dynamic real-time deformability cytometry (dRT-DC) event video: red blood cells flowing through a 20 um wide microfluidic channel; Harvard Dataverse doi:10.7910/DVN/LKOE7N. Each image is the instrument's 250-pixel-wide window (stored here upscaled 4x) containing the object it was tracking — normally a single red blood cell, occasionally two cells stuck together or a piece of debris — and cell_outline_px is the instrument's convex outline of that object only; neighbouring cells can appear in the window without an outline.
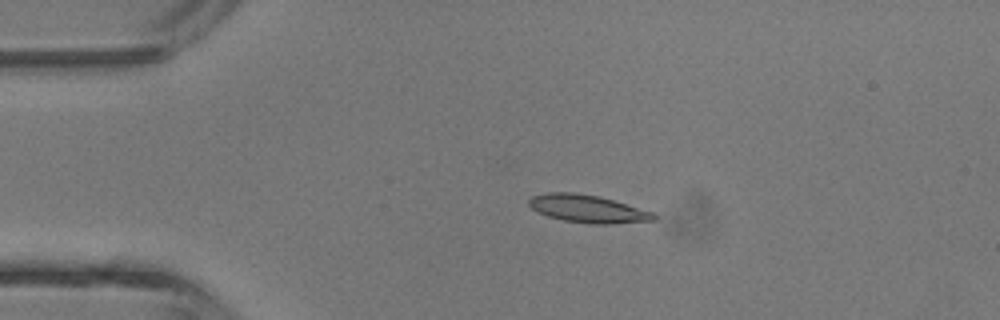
{"species": "common noctule bat (a hibernating species)", "species_latin": "Nyctalus noctula", "temperature_condition": "room temperature", "stored_images_in_passage": 3, "camera_frame_rate_fps": 3000, "um_per_image_px": 0.085, "animal": {"sex": "male", "body_mass_g": 13.3}, "frame": {"image": 1, "passage_image": 2, "time_ms": 1.0, "image_size_px": [1000, 320], "cell_outline_px": [[656, 220], [612, 224], [588, 224], [564, 220], [548, 216], [532, 208], [528, 204], [528, 200], [532, 196], [548, 192], [572, 192], [600, 196], [652, 212], [656, 216]], "centroid_in_image_um": [49.95, 17.74], "position_along_channel_um": 35.1, "area_um2": 20.06}}